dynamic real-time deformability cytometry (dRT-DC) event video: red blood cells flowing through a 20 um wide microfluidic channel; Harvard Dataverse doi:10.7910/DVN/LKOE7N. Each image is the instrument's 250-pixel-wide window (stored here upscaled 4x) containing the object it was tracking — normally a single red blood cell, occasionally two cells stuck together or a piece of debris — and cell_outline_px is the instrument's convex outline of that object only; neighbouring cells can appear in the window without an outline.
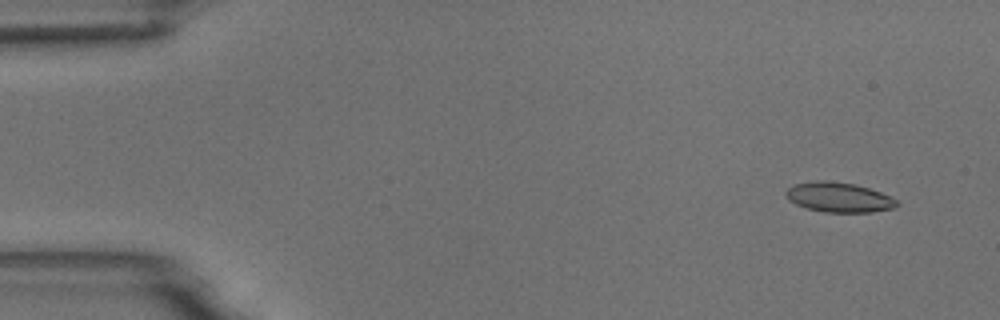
{"species": "common noctule bat (a hibernating species)", "species_latin": "Nyctalus noctula", "temperature_condition": "room temperature", "stored_images_in_passage": 5, "camera_frame_rate_fps": 3000, "um_per_image_px": 0.085, "animal": {"sex": "male", "body_mass_g": 18.8}, "frame": {"image": 1, "passage_image": 2, "time_ms": 1.0, "image_size_px": [1000, 320], "cell_outline_px": [[900, 204], [892, 208], [872, 212], [824, 212], [808, 208], [796, 204], [788, 200], [784, 192], [792, 184], [816, 180], [828, 180], [856, 184], [880, 192], [896, 200]], "centroid_in_image_um": [71.26, 16.75], "position_along_channel_um": 13.7, "area_um2": 19.31}}
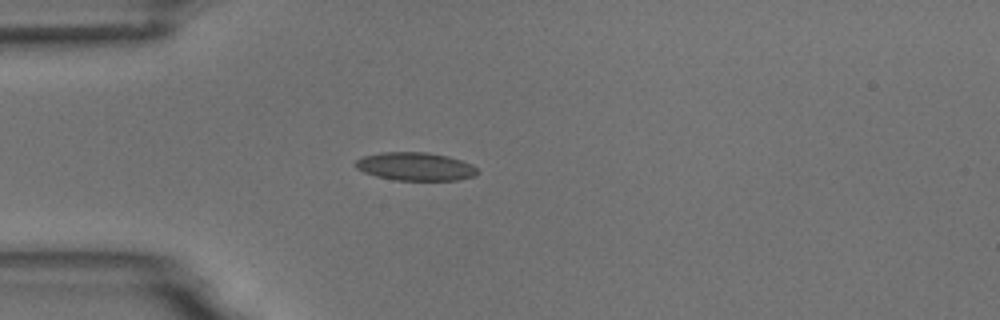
{"frame": {"image": 2, "passage_image": 5, "time_ms": 4.667, "image_size_px": [1000, 320], "cell_outline_px": [[480, 172], [476, 176], [456, 180], [396, 180], [376, 176], [364, 172], [356, 168], [352, 164], [356, 160], [364, 156], [380, 152], [428, 152], [448, 156], [472, 164]], "centroid_in_image_um": [35.3, 14.15], "position_along_channel_um": 49.7, "area_um2": 20.17}}